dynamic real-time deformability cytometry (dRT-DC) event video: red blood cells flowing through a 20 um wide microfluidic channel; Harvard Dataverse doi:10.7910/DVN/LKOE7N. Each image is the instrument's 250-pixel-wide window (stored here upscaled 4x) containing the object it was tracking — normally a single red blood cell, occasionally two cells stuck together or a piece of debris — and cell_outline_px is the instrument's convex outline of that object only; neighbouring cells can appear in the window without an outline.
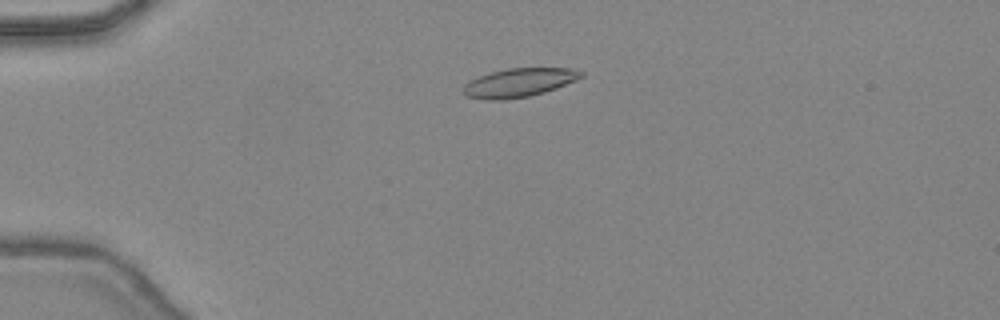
{"species": "common noctule bat (a hibernating species)", "species_latin": "Nyctalus noctula", "temperature_condition": "warm", "stored_images_in_passage": 46, "camera_frame_rate_fps": 3000, "um_per_image_px": 0.085, "animal": {"sex": "female", "body_mass_g": 24.6, "forearm_length_mm": 56.2}, "frame": {"image": 1, "passage_image": 11, "time_ms": 3.333, "image_size_px": [1000, 320], "cell_outline_px": [[584, 76], [576, 80], [556, 88], [544, 92], [528, 96], [504, 100], [484, 100], [464, 96], [464, 84], [480, 76], [492, 72], [508, 68], [572, 68], [584, 72]], "centroid_in_image_um": [44.13, 7.03], "position_along_channel_um": 40.9, "area_um2": 19.65}}
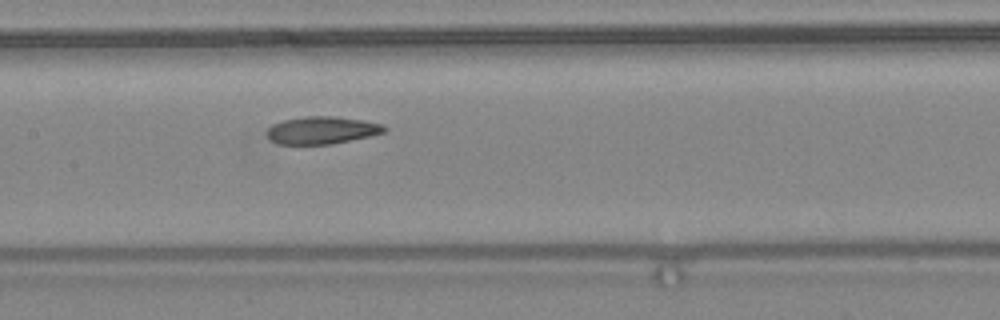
{"frame": {"image": 2, "passage_image": 23, "time_ms": 7.333, "image_size_px": [1000, 320], "cell_outline_px": [[388, 128], [384, 132], [372, 136], [332, 144], [276, 144], [268, 140], [264, 132], [272, 124], [284, 120], [304, 116], [332, 116], [364, 120], [384, 124]], "centroid_in_image_um": [27.34, 11.07], "position_along_channel_um": 180.1, "area_um2": 19.19}}
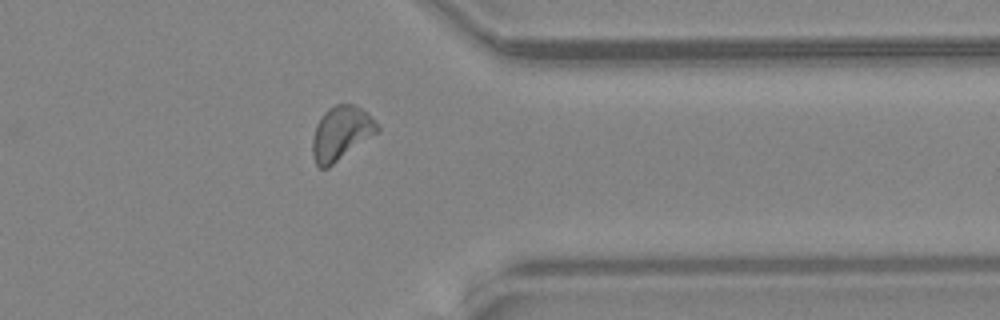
{"frame": {"image": 3, "passage_image": 37, "time_ms": 12.0, "image_size_px": [1000, 320], "cell_outline_px": [[380, 128], [376, 132], [328, 168], [320, 168], [316, 164], [312, 156], [312, 140], [316, 124], [324, 112], [328, 108], [336, 104], [352, 104], [360, 108]], "centroid_in_image_um": [28.91, 11.33], "position_along_channel_um": 382.5, "area_um2": 19.77}, "authors_computed_cell_mechanics": {"area_um2": 19.4497, "velocity_mm_per_s": 4.4699, "shape_relaxation_time_tau1_ms": 6.6488, "shape_relaxation_time_tau2_ms": 2.3119, "deformation_change_tau1": 0.191, "deformation_change_tau2": 0.0995}}